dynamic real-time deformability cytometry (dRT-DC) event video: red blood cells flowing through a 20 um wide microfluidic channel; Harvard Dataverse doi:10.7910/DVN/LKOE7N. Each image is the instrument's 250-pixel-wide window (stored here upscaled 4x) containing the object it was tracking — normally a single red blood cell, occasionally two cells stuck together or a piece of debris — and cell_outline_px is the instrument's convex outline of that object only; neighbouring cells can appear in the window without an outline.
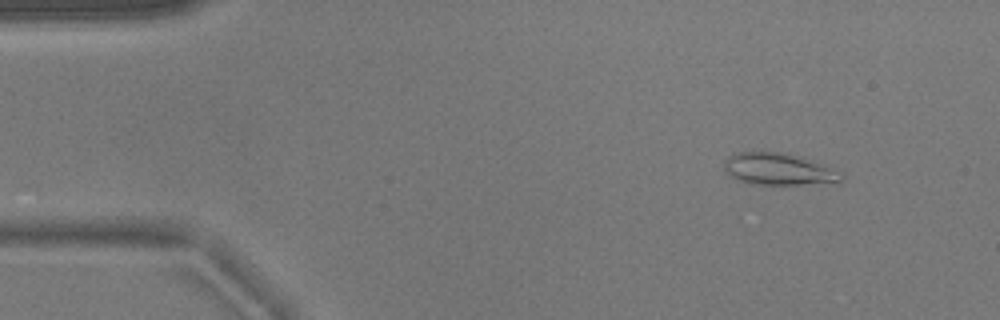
{"species": "common noctule bat (a hibernating species)", "species_latin": "Nyctalus noctula", "temperature_condition": "warm", "stored_images_in_passage": 51, "camera_frame_rate_fps": 3000, "um_per_image_px": 0.085, "animal": {"sex": "male", "body_mass_g": 17.9}, "frame": {"image": 1, "passage_image": 4, "time_ms": 1.0, "image_size_px": [1000, 320], "cell_outline_px": [[844, 180], [840, 184], [760, 184], [740, 180], [732, 176], [724, 168], [724, 160], [728, 156], [736, 152], [780, 152], [792, 156], [824, 168], [844, 176]], "centroid_in_image_um": [66.1, 14.41], "position_along_channel_um": 18.9, "area_um2": 20.69}}
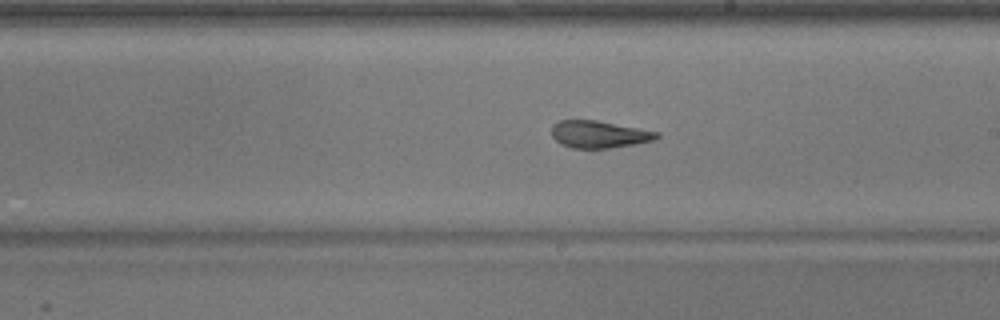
{"frame": {"image": 2, "passage_image": 28, "time_ms": 9.0, "image_size_px": [1000, 320], "cell_outline_px": [[660, 136], [656, 140], [636, 144], [608, 148], [572, 148], [560, 144], [552, 136], [552, 124], [560, 120], [596, 120], [640, 128], [660, 132]], "centroid_in_image_um": [50.95, 11.42], "position_along_channel_um": 238.1, "area_um2": 16.82}}
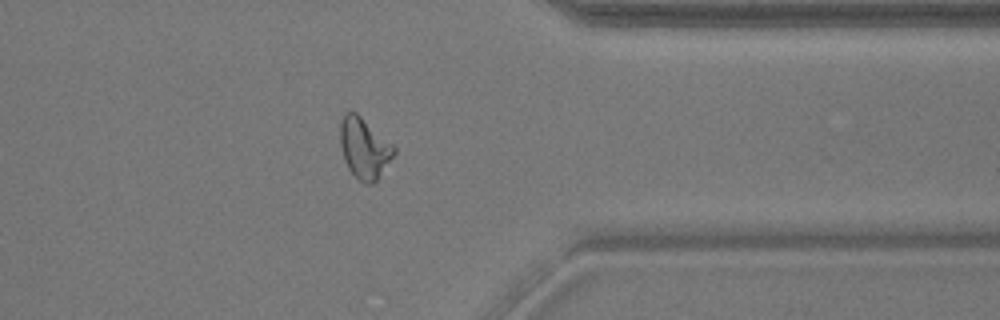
{"frame": {"image": 3, "passage_image": 40, "time_ms": 13.0, "image_size_px": [1000, 320], "cell_outline_px": [[396, 152], [376, 180], [372, 184], [364, 184], [348, 168], [344, 160], [340, 144], [340, 124], [344, 112], [356, 112], [392, 144], [396, 148]], "centroid_in_image_um": [30.94, 12.58], "position_along_channel_um": 380.5, "area_um2": 18.73}, "authors_computed_cell_mechanics": {"area_um2": 18.9006, "velocity_mm_per_s": 3.8175, "shape_relaxation_time_tau1_ms": 9.2647, "shape_relaxation_time_tau2_ms": 2.9319, "deformation_change_tau1": 0.2408, "deformation_change_tau2": 0.1112}}